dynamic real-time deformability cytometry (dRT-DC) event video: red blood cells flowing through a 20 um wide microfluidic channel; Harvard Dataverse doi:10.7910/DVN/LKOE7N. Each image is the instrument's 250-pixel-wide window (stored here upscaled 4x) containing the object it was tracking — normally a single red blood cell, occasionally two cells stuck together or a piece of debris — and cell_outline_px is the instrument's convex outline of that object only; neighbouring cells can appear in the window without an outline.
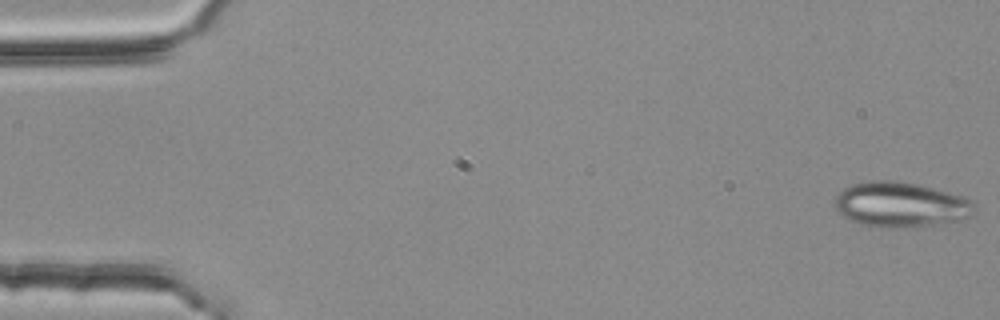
{"species": "common noctule bat (a hibernating species)", "species_latin": "Nyctalus noctula", "temperature_condition": "room temperature", "stored_images_in_passage": 5, "camera_frame_rate_fps": 3000, "um_per_image_px": 0.085, "animal": {"sex": "female", "body_mass_g": 25.1}, "frame": {"image": 1, "passage_image": 1, "time_ms": 0.0, "image_size_px": [1000, 320], "cell_outline_px": [[972, 212], [968, 216], [960, 220], [900, 228], [880, 228], [860, 224], [840, 216], [836, 208], [836, 196], [844, 188], [852, 184], [872, 180], [896, 180], [916, 184], [964, 196], [972, 204]], "centroid_in_image_um": [76.47, 17.39], "position_along_channel_um": 8.5, "area_um2": 36.3}}